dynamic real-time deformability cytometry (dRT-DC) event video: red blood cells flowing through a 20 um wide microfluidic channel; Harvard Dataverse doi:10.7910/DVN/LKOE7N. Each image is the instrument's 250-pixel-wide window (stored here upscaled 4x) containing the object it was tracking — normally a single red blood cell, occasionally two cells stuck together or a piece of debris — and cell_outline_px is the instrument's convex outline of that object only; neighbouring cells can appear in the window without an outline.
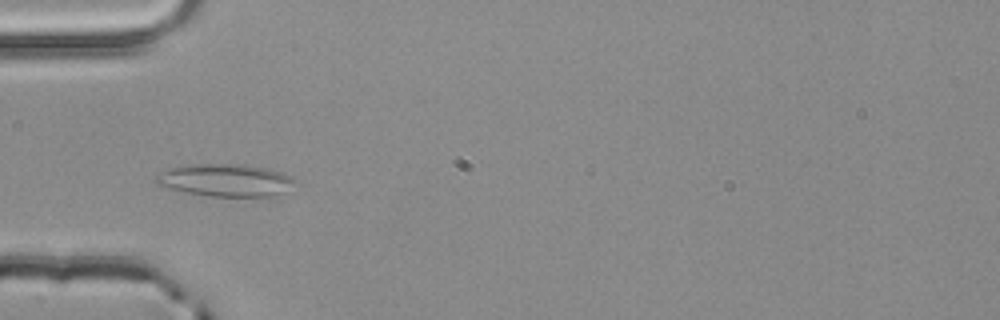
{"species": "common noctule bat (a hibernating species)", "species_latin": "Nyctalus noctula", "temperature_condition": "room temperature", "stored_images_in_passage": 3, "camera_frame_rate_fps": 3000, "um_per_image_px": 0.085, "animal": {"sex": "male", "body_mass_g": 20.4}, "frame": {"image": 1, "passage_image": 3, "time_ms": 0.667, "image_size_px": [1000, 320], "cell_outline_px": [[296, 180], [284, 192], [272, 196], [208, 196], [184, 192], [156, 184], [152, 180], [152, 176], [160, 172], [172, 168], [208, 164], [244, 164], [268, 168], [280, 172]], "centroid_in_image_um": [19.12, 15.32], "position_along_channel_um": 65.9, "area_um2": 26.01}}